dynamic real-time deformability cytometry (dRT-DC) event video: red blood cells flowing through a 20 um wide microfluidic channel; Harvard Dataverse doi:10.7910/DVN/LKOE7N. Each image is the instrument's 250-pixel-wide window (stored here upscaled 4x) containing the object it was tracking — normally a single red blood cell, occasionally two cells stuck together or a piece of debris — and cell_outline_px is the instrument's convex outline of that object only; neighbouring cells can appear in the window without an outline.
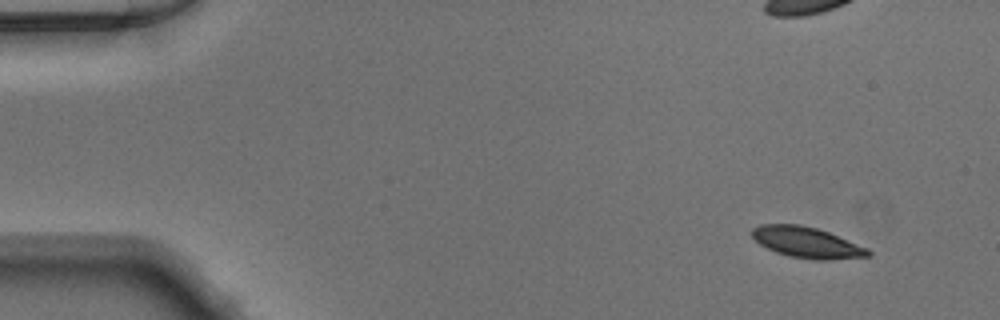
{"species": "Egyptian fruit bat (a non-hibernating species)", "species_latin": "Rousettus aegyptiacus", "temperature_condition": "warm", "stored_images_in_passage": 13, "camera_frame_rate_fps": 3000, "um_per_image_px": 0.085, "animal": {"sex": "male"}, "frame": {"image": 1, "passage_image": 1, "time_ms": 0.0, "image_size_px": [1000, 320], "cell_outline_px": [[872, 256], [828, 260], [816, 260], [792, 256], [776, 252], [760, 244], [752, 236], [752, 228], [760, 224], [800, 224], [816, 228], [828, 232], [868, 248], [872, 252]], "centroid_in_image_um": [68.6, 20.6], "position_along_channel_um": 16.4, "area_um2": 20.75}}